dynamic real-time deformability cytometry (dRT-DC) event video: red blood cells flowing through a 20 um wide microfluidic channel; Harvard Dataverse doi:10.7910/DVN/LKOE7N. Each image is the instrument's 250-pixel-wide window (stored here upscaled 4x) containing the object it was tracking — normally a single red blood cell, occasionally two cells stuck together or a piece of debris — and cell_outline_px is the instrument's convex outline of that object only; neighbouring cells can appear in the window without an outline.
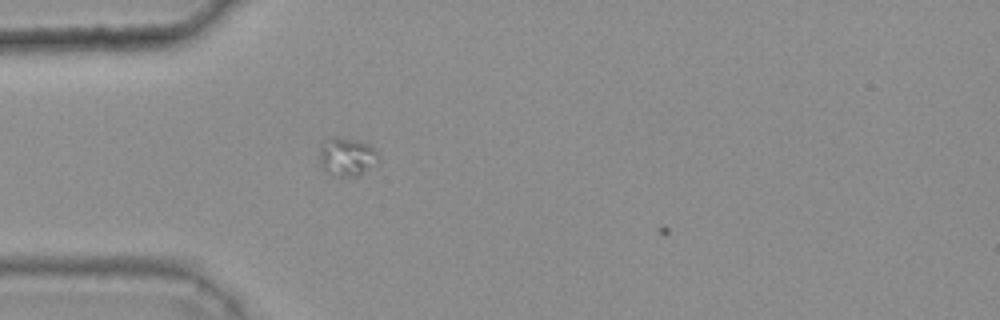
{"species": "common noctule bat (a hibernating species)", "species_latin": "Nyctalus noctula", "temperature_condition": "warm", "stored_images_in_passage": 37, "camera_frame_rate_fps": 3000, "um_per_image_px": 0.085, "animal": {"sex": "female", "body_mass_g": 25.1}, "frame": {"image": 1, "passage_image": 4, "time_ms": 1.0, "image_size_px": [1000, 320], "cell_outline_px": [[380, 156], [376, 160], [356, 176], [332, 176], [320, 164], [320, 144], [332, 136], [336, 136], [360, 140], [372, 144], [376, 148]], "centroid_in_image_um": [29.47, 13.26], "position_along_channel_um": 55.5, "area_um2": 13.18}}
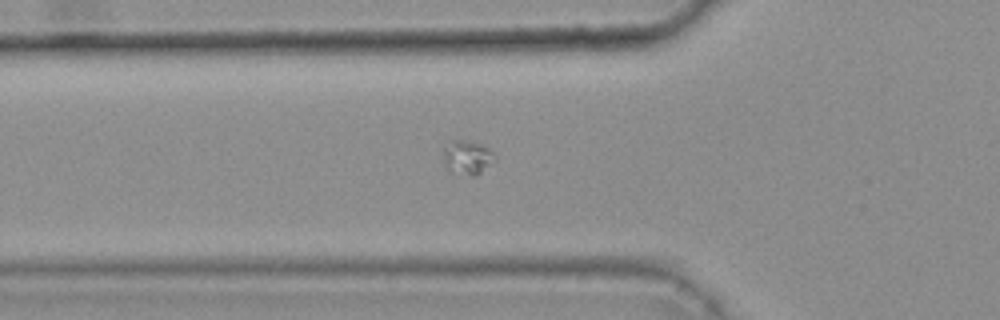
{"frame": {"image": 2, "passage_image": 7, "time_ms": 2.0, "image_size_px": [1000, 320], "cell_outline_px": [[496, 156], [476, 176], [448, 172], [444, 156], [444, 148], [452, 140], [472, 140], [484, 144]], "centroid_in_image_um": [39.7, 13.35], "position_along_channel_um": 86.1, "area_um2": 10.06}}